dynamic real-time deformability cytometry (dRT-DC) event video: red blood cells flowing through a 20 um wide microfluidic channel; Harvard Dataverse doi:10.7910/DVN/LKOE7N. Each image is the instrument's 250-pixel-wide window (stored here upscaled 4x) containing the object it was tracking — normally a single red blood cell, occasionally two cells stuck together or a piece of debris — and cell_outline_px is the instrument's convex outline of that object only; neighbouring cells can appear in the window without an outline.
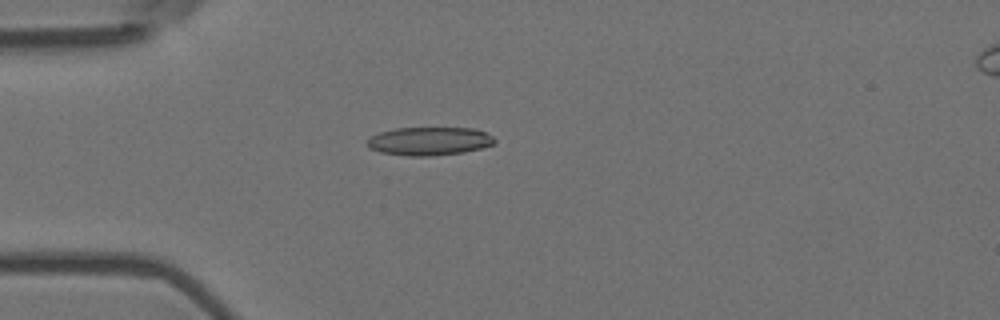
{"species": "Egyptian fruit bat (a non-hibernating species)", "species_latin": "Rousettus aegyptiacus", "temperature_condition": "room temperature", "stored_images_in_passage": 5, "camera_frame_rate_fps": 3000, "um_per_image_px": 0.085, "animal": {"sex": "female"}, "frame": {"image": 1, "passage_image": 5, "time_ms": 1.333, "image_size_px": [1000, 320], "cell_outline_px": [[496, 144], [464, 152], [432, 156], [408, 156], [380, 152], [368, 148], [368, 140], [372, 136], [380, 132], [396, 128], [476, 128], [492, 136], [496, 140]], "centroid_in_image_um": [36.52, 12.0], "position_along_channel_um": 48.5, "area_um2": 21.04}}